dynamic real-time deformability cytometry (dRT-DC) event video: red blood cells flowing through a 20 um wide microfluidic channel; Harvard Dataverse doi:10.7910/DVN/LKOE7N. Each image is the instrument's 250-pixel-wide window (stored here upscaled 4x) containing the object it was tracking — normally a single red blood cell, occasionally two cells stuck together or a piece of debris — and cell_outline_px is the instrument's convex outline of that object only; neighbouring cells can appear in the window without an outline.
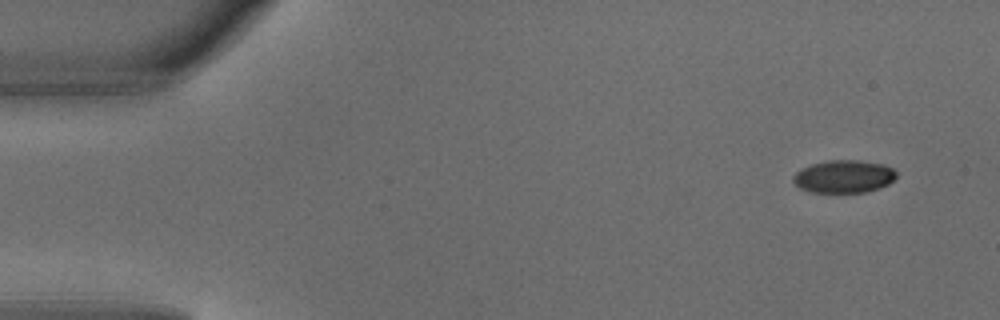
{"species": "common noctule bat (a hibernating species)", "species_latin": "Nyctalus noctula", "temperature_condition": "warm", "stored_images_in_passage": 5, "segment_of_instrument_passage": [1, 2], "camera_frame_rate_fps": 3000, "um_per_image_px": 0.085, "animal": {"sex": "male", "body_mass_g": 18.8}, "frame": {"image": 1, "passage_image": 1, "time_ms": 0.0, "image_size_px": [1000, 320], "cell_outline_px": [[896, 176], [888, 184], [880, 188], [864, 192], [812, 192], [800, 188], [792, 180], [792, 176], [796, 172], [812, 164], [828, 160], [856, 160], [884, 164], [892, 168], [896, 172]], "centroid_in_image_um": [71.73, 15.0], "position_along_channel_um": 13.3, "area_um2": 19.54}}